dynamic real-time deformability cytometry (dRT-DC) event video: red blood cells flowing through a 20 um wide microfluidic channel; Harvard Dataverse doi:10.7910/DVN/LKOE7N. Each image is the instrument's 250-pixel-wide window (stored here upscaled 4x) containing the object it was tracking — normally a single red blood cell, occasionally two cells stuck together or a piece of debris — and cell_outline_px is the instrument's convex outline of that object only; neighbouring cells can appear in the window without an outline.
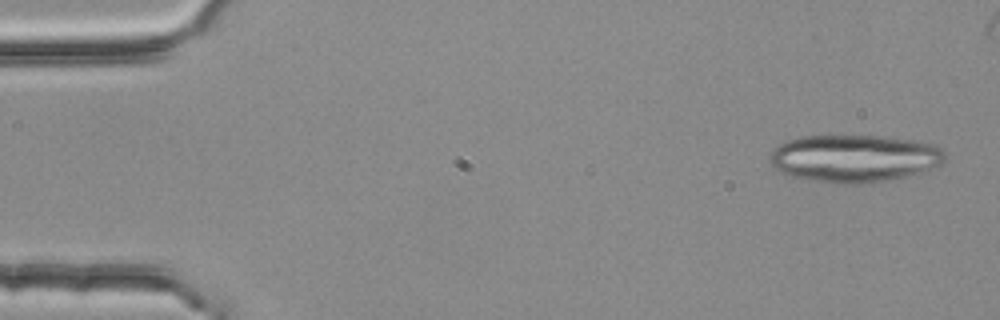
{"species": "common noctule bat (a hibernating species)", "species_latin": "Nyctalus noctula", "temperature_condition": "room temperature", "stored_images_in_passage": 5, "camera_frame_rate_fps": 3000, "um_per_image_px": 0.085, "animal": {"sex": "female", "body_mass_g": 25.1}, "frame": {"image": 1, "passage_image": 1, "time_ms": 0.0, "image_size_px": [1000, 320], "cell_outline_px": [[944, 160], [940, 164], [916, 176], [872, 184], [840, 184], [808, 180], [792, 176], [780, 172], [768, 160], [768, 156], [784, 140], [800, 136], [876, 136], [912, 140], [936, 144], [944, 152]], "centroid_in_image_um": [72.64, 13.49], "position_along_channel_um": 12.4, "area_um2": 49.25}}